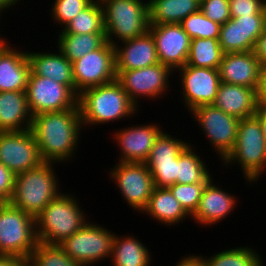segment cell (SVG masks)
Listing matches in <instances>:
<instances>
[{"label": "cell", "instance_id": "18", "mask_svg": "<svg viewBox=\"0 0 266 266\" xmlns=\"http://www.w3.org/2000/svg\"><path fill=\"white\" fill-rule=\"evenodd\" d=\"M264 30V15L231 17L221 25L218 41L224 54L252 51Z\"/></svg>", "mask_w": 266, "mask_h": 266}, {"label": "cell", "instance_id": "9", "mask_svg": "<svg viewBox=\"0 0 266 266\" xmlns=\"http://www.w3.org/2000/svg\"><path fill=\"white\" fill-rule=\"evenodd\" d=\"M25 92L33 116L79 108L78 96L68 86L50 78L35 76L31 71Z\"/></svg>", "mask_w": 266, "mask_h": 266}, {"label": "cell", "instance_id": "25", "mask_svg": "<svg viewBox=\"0 0 266 266\" xmlns=\"http://www.w3.org/2000/svg\"><path fill=\"white\" fill-rule=\"evenodd\" d=\"M27 52L30 71L35 76L46 77L68 86L75 94L76 88L73 77L72 63L61 53Z\"/></svg>", "mask_w": 266, "mask_h": 266}, {"label": "cell", "instance_id": "13", "mask_svg": "<svg viewBox=\"0 0 266 266\" xmlns=\"http://www.w3.org/2000/svg\"><path fill=\"white\" fill-rule=\"evenodd\" d=\"M171 73L174 71L170 67L159 62L141 69L116 71V80L138 107V100L143 97L155 100L166 94Z\"/></svg>", "mask_w": 266, "mask_h": 266}, {"label": "cell", "instance_id": "47", "mask_svg": "<svg viewBox=\"0 0 266 266\" xmlns=\"http://www.w3.org/2000/svg\"><path fill=\"white\" fill-rule=\"evenodd\" d=\"M19 0H0V14L1 11L8 10V8H12L16 3L18 4Z\"/></svg>", "mask_w": 266, "mask_h": 266}, {"label": "cell", "instance_id": "16", "mask_svg": "<svg viewBox=\"0 0 266 266\" xmlns=\"http://www.w3.org/2000/svg\"><path fill=\"white\" fill-rule=\"evenodd\" d=\"M178 71L182 84L180 94L190 112L199 106L214 103L221 82L218 69L185 65Z\"/></svg>", "mask_w": 266, "mask_h": 266}, {"label": "cell", "instance_id": "12", "mask_svg": "<svg viewBox=\"0 0 266 266\" xmlns=\"http://www.w3.org/2000/svg\"><path fill=\"white\" fill-rule=\"evenodd\" d=\"M109 176L129 206L142 213L154 189L153 177L145 162H117Z\"/></svg>", "mask_w": 266, "mask_h": 266}, {"label": "cell", "instance_id": "38", "mask_svg": "<svg viewBox=\"0 0 266 266\" xmlns=\"http://www.w3.org/2000/svg\"><path fill=\"white\" fill-rule=\"evenodd\" d=\"M93 0H55L51 8V18L64 28L79 12ZM55 2V3H54Z\"/></svg>", "mask_w": 266, "mask_h": 266}, {"label": "cell", "instance_id": "36", "mask_svg": "<svg viewBox=\"0 0 266 266\" xmlns=\"http://www.w3.org/2000/svg\"><path fill=\"white\" fill-rule=\"evenodd\" d=\"M180 25L191 39L219 38L221 25L207 18L201 10L188 15Z\"/></svg>", "mask_w": 266, "mask_h": 266}, {"label": "cell", "instance_id": "45", "mask_svg": "<svg viewBox=\"0 0 266 266\" xmlns=\"http://www.w3.org/2000/svg\"><path fill=\"white\" fill-rule=\"evenodd\" d=\"M176 266H204V265L201 256L190 255L186 257L183 256L180 262H177Z\"/></svg>", "mask_w": 266, "mask_h": 266}, {"label": "cell", "instance_id": "28", "mask_svg": "<svg viewBox=\"0 0 266 266\" xmlns=\"http://www.w3.org/2000/svg\"><path fill=\"white\" fill-rule=\"evenodd\" d=\"M200 10V0H149V24H180Z\"/></svg>", "mask_w": 266, "mask_h": 266}, {"label": "cell", "instance_id": "5", "mask_svg": "<svg viewBox=\"0 0 266 266\" xmlns=\"http://www.w3.org/2000/svg\"><path fill=\"white\" fill-rule=\"evenodd\" d=\"M99 1L103 9L106 39L113 46L121 44L120 41L142 36L149 31L147 0L146 2L143 0ZM116 38L119 41H116Z\"/></svg>", "mask_w": 266, "mask_h": 266}, {"label": "cell", "instance_id": "4", "mask_svg": "<svg viewBox=\"0 0 266 266\" xmlns=\"http://www.w3.org/2000/svg\"><path fill=\"white\" fill-rule=\"evenodd\" d=\"M81 208L77 198L62 192L35 218L38 241L59 245L72 236L88 222Z\"/></svg>", "mask_w": 266, "mask_h": 266}, {"label": "cell", "instance_id": "40", "mask_svg": "<svg viewBox=\"0 0 266 266\" xmlns=\"http://www.w3.org/2000/svg\"><path fill=\"white\" fill-rule=\"evenodd\" d=\"M264 0H229L231 17L264 15Z\"/></svg>", "mask_w": 266, "mask_h": 266}, {"label": "cell", "instance_id": "10", "mask_svg": "<svg viewBox=\"0 0 266 266\" xmlns=\"http://www.w3.org/2000/svg\"><path fill=\"white\" fill-rule=\"evenodd\" d=\"M191 113L223 161L235 147L240 119L226 114L213 104L199 106Z\"/></svg>", "mask_w": 266, "mask_h": 266}, {"label": "cell", "instance_id": "6", "mask_svg": "<svg viewBox=\"0 0 266 266\" xmlns=\"http://www.w3.org/2000/svg\"><path fill=\"white\" fill-rule=\"evenodd\" d=\"M235 161L242 167L247 183L257 182L266 171V139L255 115L240 120L235 147L222 162L226 167Z\"/></svg>", "mask_w": 266, "mask_h": 266}, {"label": "cell", "instance_id": "44", "mask_svg": "<svg viewBox=\"0 0 266 266\" xmlns=\"http://www.w3.org/2000/svg\"><path fill=\"white\" fill-rule=\"evenodd\" d=\"M0 266H27V260L18 256L0 255Z\"/></svg>", "mask_w": 266, "mask_h": 266}, {"label": "cell", "instance_id": "34", "mask_svg": "<svg viewBox=\"0 0 266 266\" xmlns=\"http://www.w3.org/2000/svg\"><path fill=\"white\" fill-rule=\"evenodd\" d=\"M201 257L204 266H265L257 251L249 247L239 246L220 251L208 258Z\"/></svg>", "mask_w": 266, "mask_h": 266}, {"label": "cell", "instance_id": "29", "mask_svg": "<svg viewBox=\"0 0 266 266\" xmlns=\"http://www.w3.org/2000/svg\"><path fill=\"white\" fill-rule=\"evenodd\" d=\"M133 236H114L110 260L113 266H149L151 253Z\"/></svg>", "mask_w": 266, "mask_h": 266}, {"label": "cell", "instance_id": "20", "mask_svg": "<svg viewBox=\"0 0 266 266\" xmlns=\"http://www.w3.org/2000/svg\"><path fill=\"white\" fill-rule=\"evenodd\" d=\"M121 43V46L114 45L116 71L141 69L159 63L155 42L150 31Z\"/></svg>", "mask_w": 266, "mask_h": 266}, {"label": "cell", "instance_id": "46", "mask_svg": "<svg viewBox=\"0 0 266 266\" xmlns=\"http://www.w3.org/2000/svg\"><path fill=\"white\" fill-rule=\"evenodd\" d=\"M255 116L261 123L262 132L266 139V104H258Z\"/></svg>", "mask_w": 266, "mask_h": 266}, {"label": "cell", "instance_id": "35", "mask_svg": "<svg viewBox=\"0 0 266 266\" xmlns=\"http://www.w3.org/2000/svg\"><path fill=\"white\" fill-rule=\"evenodd\" d=\"M27 266H84L71 259L58 244L38 241L31 252Z\"/></svg>", "mask_w": 266, "mask_h": 266}, {"label": "cell", "instance_id": "30", "mask_svg": "<svg viewBox=\"0 0 266 266\" xmlns=\"http://www.w3.org/2000/svg\"><path fill=\"white\" fill-rule=\"evenodd\" d=\"M57 41V48L72 63L85 54L101 48L107 42V39L106 33H59Z\"/></svg>", "mask_w": 266, "mask_h": 266}, {"label": "cell", "instance_id": "1", "mask_svg": "<svg viewBox=\"0 0 266 266\" xmlns=\"http://www.w3.org/2000/svg\"><path fill=\"white\" fill-rule=\"evenodd\" d=\"M82 128L80 109L72 108L33 116L30 131L42 160L56 164L71 160L78 149Z\"/></svg>", "mask_w": 266, "mask_h": 266}, {"label": "cell", "instance_id": "43", "mask_svg": "<svg viewBox=\"0 0 266 266\" xmlns=\"http://www.w3.org/2000/svg\"><path fill=\"white\" fill-rule=\"evenodd\" d=\"M252 51L257 57V59L259 60L260 65L266 64V31L265 30L256 39Z\"/></svg>", "mask_w": 266, "mask_h": 266}, {"label": "cell", "instance_id": "49", "mask_svg": "<svg viewBox=\"0 0 266 266\" xmlns=\"http://www.w3.org/2000/svg\"><path fill=\"white\" fill-rule=\"evenodd\" d=\"M4 204V202L2 200H0V208L1 206Z\"/></svg>", "mask_w": 266, "mask_h": 266}, {"label": "cell", "instance_id": "31", "mask_svg": "<svg viewBox=\"0 0 266 266\" xmlns=\"http://www.w3.org/2000/svg\"><path fill=\"white\" fill-rule=\"evenodd\" d=\"M223 54L218 39H191L186 65L198 68L218 69Z\"/></svg>", "mask_w": 266, "mask_h": 266}, {"label": "cell", "instance_id": "23", "mask_svg": "<svg viewBox=\"0 0 266 266\" xmlns=\"http://www.w3.org/2000/svg\"><path fill=\"white\" fill-rule=\"evenodd\" d=\"M212 178L206 183L199 205L191 216L200 225H215L225 219L231 211H234L236 197L225 192L221 187H216ZM214 184V185H213Z\"/></svg>", "mask_w": 266, "mask_h": 266}, {"label": "cell", "instance_id": "14", "mask_svg": "<svg viewBox=\"0 0 266 266\" xmlns=\"http://www.w3.org/2000/svg\"><path fill=\"white\" fill-rule=\"evenodd\" d=\"M0 162L15 175L44 162L30 129L0 132Z\"/></svg>", "mask_w": 266, "mask_h": 266}, {"label": "cell", "instance_id": "50", "mask_svg": "<svg viewBox=\"0 0 266 266\" xmlns=\"http://www.w3.org/2000/svg\"><path fill=\"white\" fill-rule=\"evenodd\" d=\"M1 15V14H0ZM5 39L0 37V43L3 42Z\"/></svg>", "mask_w": 266, "mask_h": 266}, {"label": "cell", "instance_id": "41", "mask_svg": "<svg viewBox=\"0 0 266 266\" xmlns=\"http://www.w3.org/2000/svg\"><path fill=\"white\" fill-rule=\"evenodd\" d=\"M15 184V174L0 162V200L10 202Z\"/></svg>", "mask_w": 266, "mask_h": 266}, {"label": "cell", "instance_id": "7", "mask_svg": "<svg viewBox=\"0 0 266 266\" xmlns=\"http://www.w3.org/2000/svg\"><path fill=\"white\" fill-rule=\"evenodd\" d=\"M37 243L35 217L4 203L0 208V255L28 260Z\"/></svg>", "mask_w": 266, "mask_h": 266}, {"label": "cell", "instance_id": "33", "mask_svg": "<svg viewBox=\"0 0 266 266\" xmlns=\"http://www.w3.org/2000/svg\"><path fill=\"white\" fill-rule=\"evenodd\" d=\"M58 33H105L103 9L100 1L93 0Z\"/></svg>", "mask_w": 266, "mask_h": 266}, {"label": "cell", "instance_id": "39", "mask_svg": "<svg viewBox=\"0 0 266 266\" xmlns=\"http://www.w3.org/2000/svg\"><path fill=\"white\" fill-rule=\"evenodd\" d=\"M200 10L207 18L220 25L231 18L229 0H200Z\"/></svg>", "mask_w": 266, "mask_h": 266}, {"label": "cell", "instance_id": "48", "mask_svg": "<svg viewBox=\"0 0 266 266\" xmlns=\"http://www.w3.org/2000/svg\"><path fill=\"white\" fill-rule=\"evenodd\" d=\"M264 28H265V31H266V3H265V6H264Z\"/></svg>", "mask_w": 266, "mask_h": 266}, {"label": "cell", "instance_id": "8", "mask_svg": "<svg viewBox=\"0 0 266 266\" xmlns=\"http://www.w3.org/2000/svg\"><path fill=\"white\" fill-rule=\"evenodd\" d=\"M108 229L88 221L72 236L59 245L77 263L90 266L110 258L115 234ZM103 259V260H102Z\"/></svg>", "mask_w": 266, "mask_h": 266}, {"label": "cell", "instance_id": "17", "mask_svg": "<svg viewBox=\"0 0 266 266\" xmlns=\"http://www.w3.org/2000/svg\"><path fill=\"white\" fill-rule=\"evenodd\" d=\"M159 62L174 72L186 65L191 38L180 24H149Z\"/></svg>", "mask_w": 266, "mask_h": 266}, {"label": "cell", "instance_id": "37", "mask_svg": "<svg viewBox=\"0 0 266 266\" xmlns=\"http://www.w3.org/2000/svg\"><path fill=\"white\" fill-rule=\"evenodd\" d=\"M206 183L179 184L169 186L174 198L181 204L184 210L190 215L198 208L200 198Z\"/></svg>", "mask_w": 266, "mask_h": 266}, {"label": "cell", "instance_id": "32", "mask_svg": "<svg viewBox=\"0 0 266 266\" xmlns=\"http://www.w3.org/2000/svg\"><path fill=\"white\" fill-rule=\"evenodd\" d=\"M192 144L188 145L178 156V175L176 183L194 184L207 183L212 177L206 164L201 160Z\"/></svg>", "mask_w": 266, "mask_h": 266}, {"label": "cell", "instance_id": "19", "mask_svg": "<svg viewBox=\"0 0 266 266\" xmlns=\"http://www.w3.org/2000/svg\"><path fill=\"white\" fill-rule=\"evenodd\" d=\"M160 128V125L149 123L122 128L113 133L115 134L113 140H116L122 152L119 162H145L157 137L162 132Z\"/></svg>", "mask_w": 266, "mask_h": 266}, {"label": "cell", "instance_id": "3", "mask_svg": "<svg viewBox=\"0 0 266 266\" xmlns=\"http://www.w3.org/2000/svg\"><path fill=\"white\" fill-rule=\"evenodd\" d=\"M53 165L54 162H43L37 168L15 175L14 192L10 203L36 218L62 193Z\"/></svg>", "mask_w": 266, "mask_h": 266}, {"label": "cell", "instance_id": "42", "mask_svg": "<svg viewBox=\"0 0 266 266\" xmlns=\"http://www.w3.org/2000/svg\"><path fill=\"white\" fill-rule=\"evenodd\" d=\"M256 97L258 104H266V64L260 66Z\"/></svg>", "mask_w": 266, "mask_h": 266}, {"label": "cell", "instance_id": "21", "mask_svg": "<svg viewBox=\"0 0 266 266\" xmlns=\"http://www.w3.org/2000/svg\"><path fill=\"white\" fill-rule=\"evenodd\" d=\"M260 66L253 51L225 53L218 68L220 81L257 89Z\"/></svg>", "mask_w": 266, "mask_h": 266}, {"label": "cell", "instance_id": "2", "mask_svg": "<svg viewBox=\"0 0 266 266\" xmlns=\"http://www.w3.org/2000/svg\"><path fill=\"white\" fill-rule=\"evenodd\" d=\"M78 106L83 126L132 117L139 109L117 80L83 90L78 95Z\"/></svg>", "mask_w": 266, "mask_h": 266}, {"label": "cell", "instance_id": "26", "mask_svg": "<svg viewBox=\"0 0 266 266\" xmlns=\"http://www.w3.org/2000/svg\"><path fill=\"white\" fill-rule=\"evenodd\" d=\"M32 119L25 91L0 92V132L30 129Z\"/></svg>", "mask_w": 266, "mask_h": 266}, {"label": "cell", "instance_id": "15", "mask_svg": "<svg viewBox=\"0 0 266 266\" xmlns=\"http://www.w3.org/2000/svg\"><path fill=\"white\" fill-rule=\"evenodd\" d=\"M161 132L157 137L148 159L145 161L153 177L154 187H166L176 183L178 156L189 143Z\"/></svg>", "mask_w": 266, "mask_h": 266}, {"label": "cell", "instance_id": "22", "mask_svg": "<svg viewBox=\"0 0 266 266\" xmlns=\"http://www.w3.org/2000/svg\"><path fill=\"white\" fill-rule=\"evenodd\" d=\"M30 63L27 52L12 48L4 40L0 43V92L26 91Z\"/></svg>", "mask_w": 266, "mask_h": 266}, {"label": "cell", "instance_id": "27", "mask_svg": "<svg viewBox=\"0 0 266 266\" xmlns=\"http://www.w3.org/2000/svg\"><path fill=\"white\" fill-rule=\"evenodd\" d=\"M151 216L158 223L166 225H178L190 216L181 204L174 198L169 188L154 187L147 207L142 211Z\"/></svg>", "mask_w": 266, "mask_h": 266}, {"label": "cell", "instance_id": "24", "mask_svg": "<svg viewBox=\"0 0 266 266\" xmlns=\"http://www.w3.org/2000/svg\"><path fill=\"white\" fill-rule=\"evenodd\" d=\"M213 105L240 120L252 117L258 107L256 89L220 82Z\"/></svg>", "mask_w": 266, "mask_h": 266}, {"label": "cell", "instance_id": "11", "mask_svg": "<svg viewBox=\"0 0 266 266\" xmlns=\"http://www.w3.org/2000/svg\"><path fill=\"white\" fill-rule=\"evenodd\" d=\"M78 96L83 90L116 80L115 48L108 41L98 49L72 62Z\"/></svg>", "mask_w": 266, "mask_h": 266}]
</instances>
